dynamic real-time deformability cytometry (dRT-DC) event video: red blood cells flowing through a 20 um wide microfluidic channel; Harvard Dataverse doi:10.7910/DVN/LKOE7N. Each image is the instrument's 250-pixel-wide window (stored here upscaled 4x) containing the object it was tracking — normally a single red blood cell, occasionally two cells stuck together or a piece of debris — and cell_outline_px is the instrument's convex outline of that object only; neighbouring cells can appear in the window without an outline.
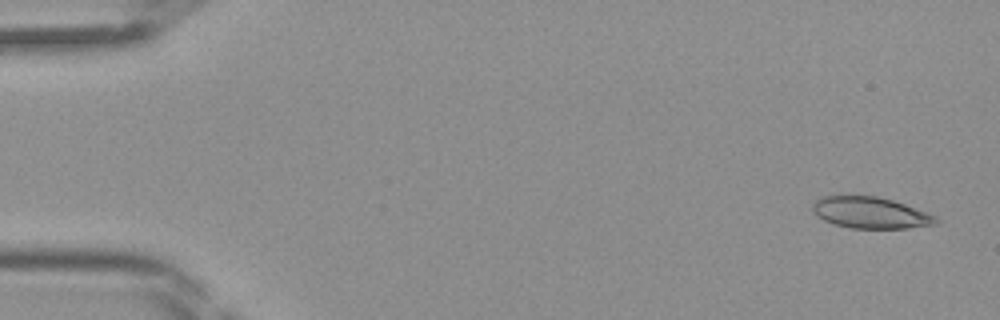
{"species": "Egyptian fruit bat (a non-hibernating species)", "species_latin": "Rousettus aegyptiacus", "temperature_condition": "room temperature", "stored_images_in_passage": 11, "camera_frame_rate_fps": 3000, "um_per_image_px": 0.085, "frame": {"image": 1, "passage_image": 2, "time_ms": 0.333, "image_size_px": [1000, 320], "cell_outline_px": [[940, 220], [936, 224], [908, 228], [852, 228], [836, 224], [824, 220], [816, 216], [812, 212], [812, 204], [820, 196], [876, 196], [892, 200], [904, 204], [936, 216]], "centroid_in_image_um": [73.96, 18.08], "position_along_channel_um": 11.0, "area_um2": 22.43}}